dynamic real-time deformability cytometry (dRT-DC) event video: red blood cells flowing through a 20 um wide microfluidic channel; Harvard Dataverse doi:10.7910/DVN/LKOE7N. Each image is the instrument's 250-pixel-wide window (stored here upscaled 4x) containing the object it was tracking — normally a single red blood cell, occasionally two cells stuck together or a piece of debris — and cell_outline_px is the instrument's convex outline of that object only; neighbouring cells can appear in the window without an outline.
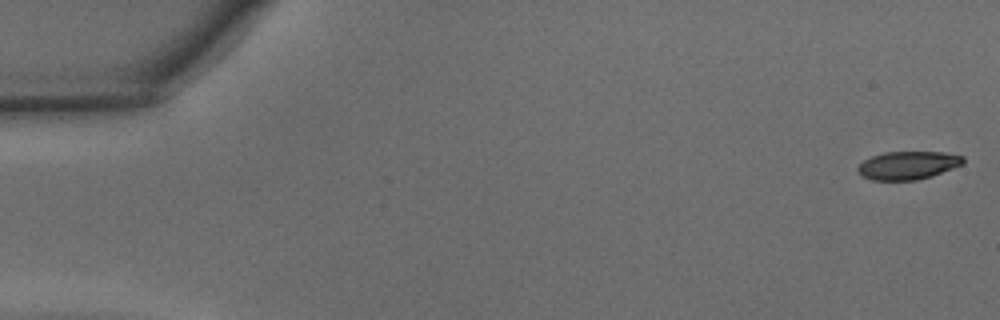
{"species": "common noctule bat (a hibernating species)", "species_latin": "Nyctalus noctula", "temperature_condition": "warm", "stored_images_in_passage": 46, "camera_frame_rate_fps": 3000, "um_per_image_px": 0.085, "animal": {"sex": "male", "body_mass_g": 15.6}, "frame": {"image": 1, "passage_image": 1, "time_ms": 0.0, "image_size_px": [1000, 320], "cell_outline_px": [[964, 164], [932, 176], [916, 180], [872, 180], [864, 176], [856, 168], [864, 160], [872, 156], [884, 152], [944, 152], [964, 156]], "centroid_in_image_um": [77.21, 14.04], "position_along_channel_um": 7.8, "area_um2": 17.22}}
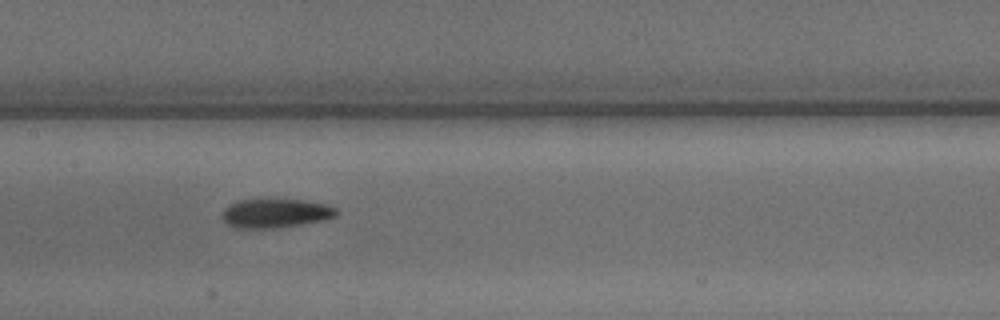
{"frame": {"image": 2, "passage_image": 23, "time_ms": 7.333, "image_size_px": [1000, 320], "cell_outline_px": [[336, 216], [320, 220], [300, 224], [272, 228], [236, 228], [228, 224], [220, 216], [220, 212], [228, 204], [236, 200], [304, 200], [324, 204], [336, 208]], "centroid_in_image_um": [23.32, 18.12], "position_along_channel_um": 184.1, "area_um2": 19.07}}
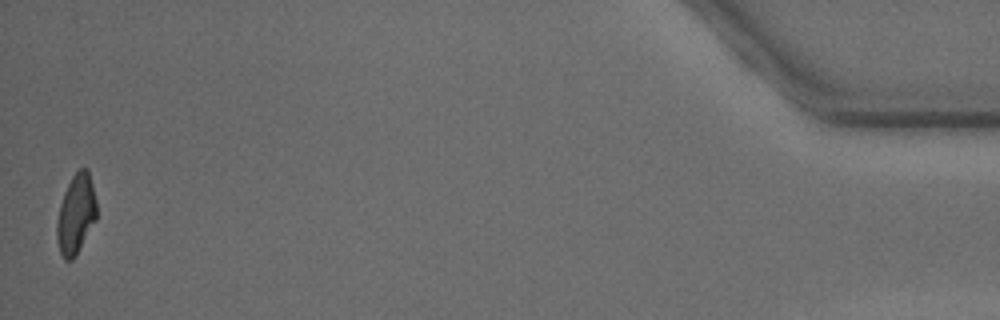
{"frame": {"image": 3, "passage_image": 46, "time_ms": 15.0, "image_size_px": [1000, 320], "cell_outline_px": [[96, 220], [76, 256], [72, 260], [64, 260], [60, 252], [56, 240], [56, 224], [60, 204], [64, 192], [72, 176], [80, 168], [88, 168], [96, 200]], "centroid_in_image_um": [6.45, 18.22], "position_along_channel_um": 428.8, "area_um2": 18.55}, "authors_computed_cell_mechanics": {"area_um2": 19.3919, "velocity_mm_per_s": 4.3687, "shape_relaxation_time_tau1_ms": 3.266, "shape_relaxation_time_tau2_ms": 2.3372, "deformation_change_tau1": 0.1542, "deformation_change_tau2": 0.0966}}